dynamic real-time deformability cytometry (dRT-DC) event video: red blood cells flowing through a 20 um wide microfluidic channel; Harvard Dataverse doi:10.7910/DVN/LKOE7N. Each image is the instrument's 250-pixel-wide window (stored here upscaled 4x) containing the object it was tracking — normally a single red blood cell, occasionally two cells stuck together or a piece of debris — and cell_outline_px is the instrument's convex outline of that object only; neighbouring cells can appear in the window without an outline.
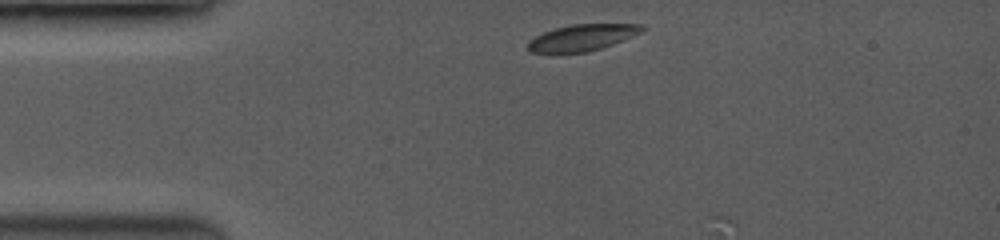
{"species": "common noctule bat (a hibernating species)", "species_latin": "Nyctalus noctula", "temperature_condition": "room temperature", "stored_images_in_passage": 3, "camera_frame_rate_fps": 3500, "um_per_image_px": 0.085, "animal": {"sex": "female", "body_mass_g": 19.0, "forearm_length_mm": 53.3}, "frame": {"image": 1, "passage_image": 1, "time_ms": 0.0, "image_size_px": [1000, 240], "cell_outline_px": [[648, 28], [640, 32], [612, 44], [600, 48], [584, 52], [532, 52], [528, 48], [528, 40], [544, 32], [556, 28], [572, 24], [640, 24]], "centroid_in_image_um": [49.49, 3.18], "position_along_channel_um": 35.5, "area_um2": 17.11}}